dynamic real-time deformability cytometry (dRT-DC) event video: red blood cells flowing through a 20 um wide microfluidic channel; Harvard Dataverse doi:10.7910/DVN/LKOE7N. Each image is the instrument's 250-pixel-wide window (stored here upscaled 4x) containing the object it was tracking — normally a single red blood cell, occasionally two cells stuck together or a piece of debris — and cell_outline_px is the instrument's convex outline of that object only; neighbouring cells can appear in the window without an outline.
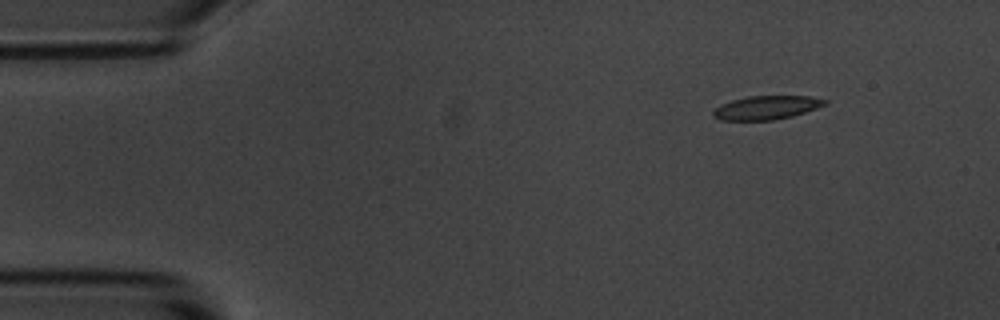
{"species": "common noctule bat (a hibernating species)", "species_latin": "Nyctalus noctula", "temperature_condition": "room temperature", "stored_images_in_passage": 5, "camera_frame_rate_fps": 3000, "um_per_image_px": 0.085, "animal": {"sex": "male", "body_mass_g": 20.1, "forearm_length_mm": 53.5}, "frame": {"image": 1, "passage_image": 2, "time_ms": 1.0, "image_size_px": [1000, 320], "cell_outline_px": [[828, 104], [792, 116], [772, 120], [720, 120], [712, 116], [712, 112], [720, 104], [732, 100], [748, 96], [808, 96], [828, 100]], "centroid_in_image_um": [65.13, 9.14], "position_along_channel_um": 19.9, "area_um2": 15.37}}
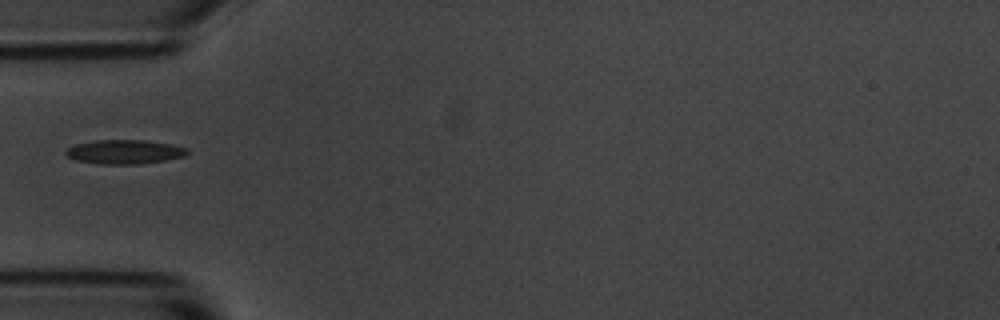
{"frame": {"image": 2, "passage_image": 5, "time_ms": 4.667, "image_size_px": [1000, 320], "cell_outline_px": [[188, 152], [184, 156], [164, 160], [136, 164], [100, 164], [76, 160], [68, 156], [64, 152], [68, 148], [76, 144], [96, 140], [144, 140], [168, 144], [188, 148]], "centroid_in_image_um": [10.56, 12.9], "position_along_channel_um": 74.4, "area_um2": 16.82}}